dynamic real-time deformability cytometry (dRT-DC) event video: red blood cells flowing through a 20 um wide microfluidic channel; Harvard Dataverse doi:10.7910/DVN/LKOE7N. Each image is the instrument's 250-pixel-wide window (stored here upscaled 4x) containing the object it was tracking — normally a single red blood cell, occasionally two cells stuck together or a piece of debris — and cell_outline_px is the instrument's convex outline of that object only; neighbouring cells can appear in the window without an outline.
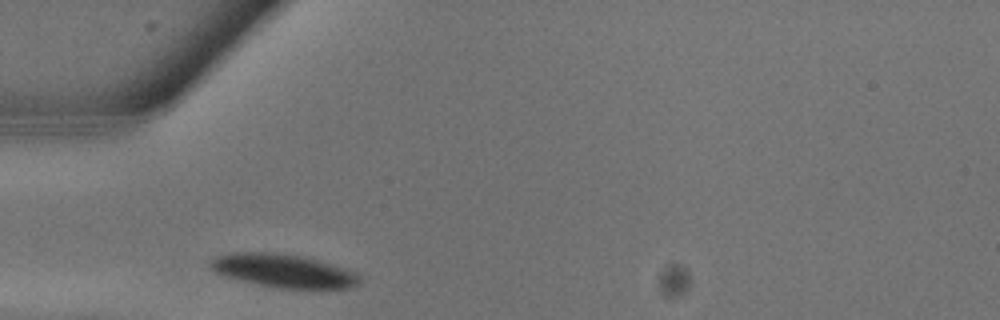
{"species": "common noctule bat (a hibernating species)", "species_latin": "Nyctalus noctula", "temperature_condition": "warm", "stored_images_in_passage": 9, "camera_frame_rate_fps": 3000, "um_per_image_px": 0.085, "animal": {"sex": "male", "body_mass_g": 13.3}, "frame": {"image": 1, "passage_image": 1, "time_ms": 0.0, "image_size_px": [1000, 320], "cell_outline_px": [[360, 280], [356, 284], [348, 288], [280, 288], [240, 280], [224, 276], [216, 272], [208, 264], [216, 256], [232, 252], [280, 252], [304, 256], [320, 260], [356, 272], [360, 276]], "centroid_in_image_um": [24.09, 22.99], "position_along_channel_um": 60.9, "area_um2": 28.96}}
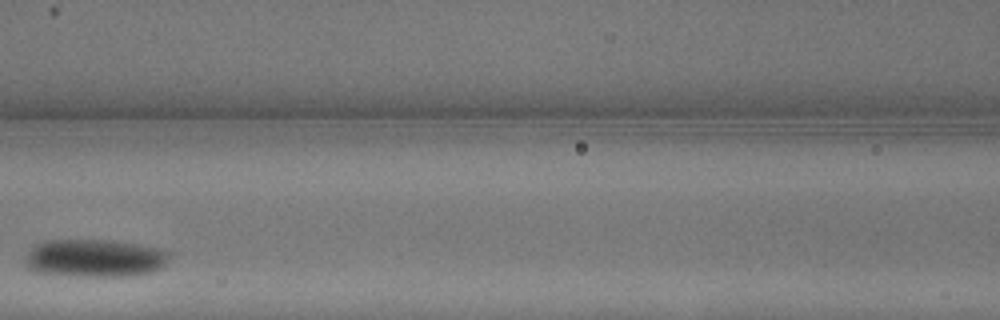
{"frame": {"image": 2, "passage_image": 5, "time_ms": 1.333, "image_size_px": [1000, 320], "cell_outline_px": [[168, 260], [164, 268], [156, 272], [132, 276], [76, 276], [36, 272], [28, 268], [24, 260], [24, 256], [32, 244], [44, 240], [112, 240], [160, 248], [168, 252]], "centroid_in_image_um": [8.04, 21.94], "position_along_channel_um": 158.6, "area_um2": 32.43}}
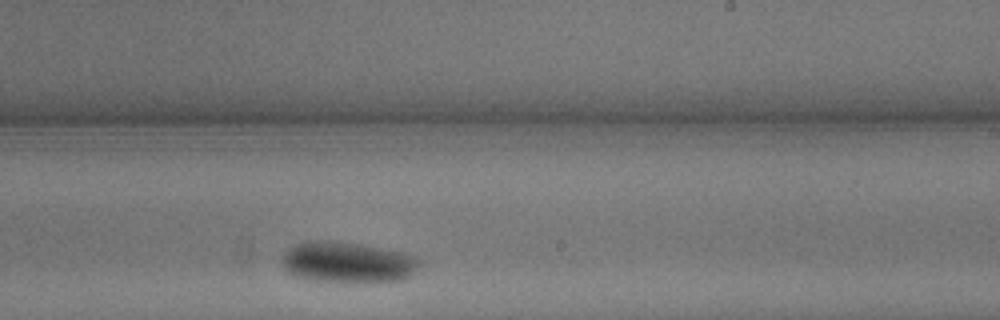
{"frame": {"image": 3, "passage_image": 9, "time_ms": 2.667, "image_size_px": [1000, 320], "cell_outline_px": [[420, 264], [412, 276], [404, 280], [316, 280], [296, 276], [288, 272], [284, 268], [280, 260], [288, 248], [296, 244], [316, 240], [328, 240], [360, 244], [404, 252], [416, 256], [420, 260]], "centroid_in_image_um": [29.56, 22.26], "position_along_channel_um": 259.4, "area_um2": 32.19}}